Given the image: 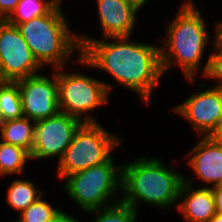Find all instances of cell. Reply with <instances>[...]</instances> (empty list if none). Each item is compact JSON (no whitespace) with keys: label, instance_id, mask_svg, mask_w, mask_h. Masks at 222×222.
<instances>
[{"label":"cell","instance_id":"25","mask_svg":"<svg viewBox=\"0 0 222 222\" xmlns=\"http://www.w3.org/2000/svg\"><path fill=\"white\" fill-rule=\"evenodd\" d=\"M46 222H80L75 217L68 215L66 212L60 210L49 221Z\"/></svg>","mask_w":222,"mask_h":222},{"label":"cell","instance_id":"12","mask_svg":"<svg viewBox=\"0 0 222 222\" xmlns=\"http://www.w3.org/2000/svg\"><path fill=\"white\" fill-rule=\"evenodd\" d=\"M186 157H190L188 165L201 182L211 184V188L222 185V144L210 136H202Z\"/></svg>","mask_w":222,"mask_h":222},{"label":"cell","instance_id":"23","mask_svg":"<svg viewBox=\"0 0 222 222\" xmlns=\"http://www.w3.org/2000/svg\"><path fill=\"white\" fill-rule=\"evenodd\" d=\"M20 0H0V20H6Z\"/></svg>","mask_w":222,"mask_h":222},{"label":"cell","instance_id":"9","mask_svg":"<svg viewBox=\"0 0 222 222\" xmlns=\"http://www.w3.org/2000/svg\"><path fill=\"white\" fill-rule=\"evenodd\" d=\"M82 123L61 111L49 118L35 121L31 160L58 156L59 162Z\"/></svg>","mask_w":222,"mask_h":222},{"label":"cell","instance_id":"21","mask_svg":"<svg viewBox=\"0 0 222 222\" xmlns=\"http://www.w3.org/2000/svg\"><path fill=\"white\" fill-rule=\"evenodd\" d=\"M60 210L53 208L40 196L35 202L19 213V218L12 222H46L49 221Z\"/></svg>","mask_w":222,"mask_h":222},{"label":"cell","instance_id":"7","mask_svg":"<svg viewBox=\"0 0 222 222\" xmlns=\"http://www.w3.org/2000/svg\"><path fill=\"white\" fill-rule=\"evenodd\" d=\"M60 69L62 70V68H57L60 111L83 123H96L97 121L91 112L108 103V95L112 92V85L89 77V75L76 72L64 73ZM81 115H84V119Z\"/></svg>","mask_w":222,"mask_h":222},{"label":"cell","instance_id":"4","mask_svg":"<svg viewBox=\"0 0 222 222\" xmlns=\"http://www.w3.org/2000/svg\"><path fill=\"white\" fill-rule=\"evenodd\" d=\"M62 8L16 25L39 64L64 68L74 50L81 54L78 35L71 33Z\"/></svg>","mask_w":222,"mask_h":222},{"label":"cell","instance_id":"19","mask_svg":"<svg viewBox=\"0 0 222 222\" xmlns=\"http://www.w3.org/2000/svg\"><path fill=\"white\" fill-rule=\"evenodd\" d=\"M53 7L49 0H20L6 21L21 24L47 14Z\"/></svg>","mask_w":222,"mask_h":222},{"label":"cell","instance_id":"28","mask_svg":"<svg viewBox=\"0 0 222 222\" xmlns=\"http://www.w3.org/2000/svg\"><path fill=\"white\" fill-rule=\"evenodd\" d=\"M215 29L217 32V41L222 45V20L215 24Z\"/></svg>","mask_w":222,"mask_h":222},{"label":"cell","instance_id":"8","mask_svg":"<svg viewBox=\"0 0 222 222\" xmlns=\"http://www.w3.org/2000/svg\"><path fill=\"white\" fill-rule=\"evenodd\" d=\"M43 67L34 57L16 25L0 20V76L16 82L37 75Z\"/></svg>","mask_w":222,"mask_h":222},{"label":"cell","instance_id":"2","mask_svg":"<svg viewBox=\"0 0 222 222\" xmlns=\"http://www.w3.org/2000/svg\"><path fill=\"white\" fill-rule=\"evenodd\" d=\"M126 164V165H125ZM121 164V201L136 211L140 202L158 206L162 210L175 206L182 183L186 176L173 171L159 158L137 157L136 160Z\"/></svg>","mask_w":222,"mask_h":222},{"label":"cell","instance_id":"24","mask_svg":"<svg viewBox=\"0 0 222 222\" xmlns=\"http://www.w3.org/2000/svg\"><path fill=\"white\" fill-rule=\"evenodd\" d=\"M211 190L214 197L216 213L222 215V185L212 187Z\"/></svg>","mask_w":222,"mask_h":222},{"label":"cell","instance_id":"1","mask_svg":"<svg viewBox=\"0 0 222 222\" xmlns=\"http://www.w3.org/2000/svg\"><path fill=\"white\" fill-rule=\"evenodd\" d=\"M78 38L81 54H77L76 62L106 71L119 85L133 90L149 103L154 88L164 75L160 47L131 42V36L105 38L113 39L112 43L82 34Z\"/></svg>","mask_w":222,"mask_h":222},{"label":"cell","instance_id":"14","mask_svg":"<svg viewBox=\"0 0 222 222\" xmlns=\"http://www.w3.org/2000/svg\"><path fill=\"white\" fill-rule=\"evenodd\" d=\"M193 187L191 181L184 178L177 209L183 214L182 216L187 222H207L216 214L211 187L206 186L198 189Z\"/></svg>","mask_w":222,"mask_h":222},{"label":"cell","instance_id":"10","mask_svg":"<svg viewBox=\"0 0 222 222\" xmlns=\"http://www.w3.org/2000/svg\"><path fill=\"white\" fill-rule=\"evenodd\" d=\"M55 70L52 78L37 74L16 81L24 117L38 121L54 116L60 111L57 68Z\"/></svg>","mask_w":222,"mask_h":222},{"label":"cell","instance_id":"26","mask_svg":"<svg viewBox=\"0 0 222 222\" xmlns=\"http://www.w3.org/2000/svg\"><path fill=\"white\" fill-rule=\"evenodd\" d=\"M210 137L214 141L222 144V119L220 123L217 125L216 129L211 133Z\"/></svg>","mask_w":222,"mask_h":222},{"label":"cell","instance_id":"30","mask_svg":"<svg viewBox=\"0 0 222 222\" xmlns=\"http://www.w3.org/2000/svg\"><path fill=\"white\" fill-rule=\"evenodd\" d=\"M55 7L61 8V0H49Z\"/></svg>","mask_w":222,"mask_h":222},{"label":"cell","instance_id":"18","mask_svg":"<svg viewBox=\"0 0 222 222\" xmlns=\"http://www.w3.org/2000/svg\"><path fill=\"white\" fill-rule=\"evenodd\" d=\"M30 159L25 149L0 141V176L22 173Z\"/></svg>","mask_w":222,"mask_h":222},{"label":"cell","instance_id":"11","mask_svg":"<svg viewBox=\"0 0 222 222\" xmlns=\"http://www.w3.org/2000/svg\"><path fill=\"white\" fill-rule=\"evenodd\" d=\"M173 109L191 122L199 136H210L222 119V87L197 92Z\"/></svg>","mask_w":222,"mask_h":222},{"label":"cell","instance_id":"29","mask_svg":"<svg viewBox=\"0 0 222 222\" xmlns=\"http://www.w3.org/2000/svg\"><path fill=\"white\" fill-rule=\"evenodd\" d=\"M207 222H222V215L216 213L213 217H211Z\"/></svg>","mask_w":222,"mask_h":222},{"label":"cell","instance_id":"6","mask_svg":"<svg viewBox=\"0 0 222 222\" xmlns=\"http://www.w3.org/2000/svg\"><path fill=\"white\" fill-rule=\"evenodd\" d=\"M110 133L98 122L82 123L57 162L60 179L107 162L112 157V150L120 145V139Z\"/></svg>","mask_w":222,"mask_h":222},{"label":"cell","instance_id":"22","mask_svg":"<svg viewBox=\"0 0 222 222\" xmlns=\"http://www.w3.org/2000/svg\"><path fill=\"white\" fill-rule=\"evenodd\" d=\"M212 51L204 65L202 76L219 80L216 86L222 87V45L217 41V32L213 37Z\"/></svg>","mask_w":222,"mask_h":222},{"label":"cell","instance_id":"17","mask_svg":"<svg viewBox=\"0 0 222 222\" xmlns=\"http://www.w3.org/2000/svg\"><path fill=\"white\" fill-rule=\"evenodd\" d=\"M24 117L17 82L3 81L0 84L1 122Z\"/></svg>","mask_w":222,"mask_h":222},{"label":"cell","instance_id":"20","mask_svg":"<svg viewBox=\"0 0 222 222\" xmlns=\"http://www.w3.org/2000/svg\"><path fill=\"white\" fill-rule=\"evenodd\" d=\"M93 212L96 214L93 222H136L137 217V211L121 200L88 214Z\"/></svg>","mask_w":222,"mask_h":222},{"label":"cell","instance_id":"3","mask_svg":"<svg viewBox=\"0 0 222 222\" xmlns=\"http://www.w3.org/2000/svg\"><path fill=\"white\" fill-rule=\"evenodd\" d=\"M195 7L190 0L182 4L176 18L166 29L164 47H160L163 73L174 64L178 65L183 71V76L191 83L200 68L205 47L210 42L205 19Z\"/></svg>","mask_w":222,"mask_h":222},{"label":"cell","instance_id":"16","mask_svg":"<svg viewBox=\"0 0 222 222\" xmlns=\"http://www.w3.org/2000/svg\"><path fill=\"white\" fill-rule=\"evenodd\" d=\"M43 194L45 192H40L39 187L30 180L16 179L8 188L6 199L11 208L21 213Z\"/></svg>","mask_w":222,"mask_h":222},{"label":"cell","instance_id":"5","mask_svg":"<svg viewBox=\"0 0 222 222\" xmlns=\"http://www.w3.org/2000/svg\"><path fill=\"white\" fill-rule=\"evenodd\" d=\"M114 164L111 157L103 164L92 166L65 178L66 193L80 207L79 209L88 213L112 205L109 202L111 197L115 202L121 200L117 198V192L121 191L122 166L116 167Z\"/></svg>","mask_w":222,"mask_h":222},{"label":"cell","instance_id":"13","mask_svg":"<svg viewBox=\"0 0 222 222\" xmlns=\"http://www.w3.org/2000/svg\"><path fill=\"white\" fill-rule=\"evenodd\" d=\"M103 38L130 36L139 12L126 0H96Z\"/></svg>","mask_w":222,"mask_h":222},{"label":"cell","instance_id":"15","mask_svg":"<svg viewBox=\"0 0 222 222\" xmlns=\"http://www.w3.org/2000/svg\"><path fill=\"white\" fill-rule=\"evenodd\" d=\"M34 125L35 121L27 117L1 122L0 139L3 142L21 147L31 154L34 142Z\"/></svg>","mask_w":222,"mask_h":222},{"label":"cell","instance_id":"27","mask_svg":"<svg viewBox=\"0 0 222 222\" xmlns=\"http://www.w3.org/2000/svg\"><path fill=\"white\" fill-rule=\"evenodd\" d=\"M126 1L129 2L139 11L140 8H142L148 0H126Z\"/></svg>","mask_w":222,"mask_h":222}]
</instances>
